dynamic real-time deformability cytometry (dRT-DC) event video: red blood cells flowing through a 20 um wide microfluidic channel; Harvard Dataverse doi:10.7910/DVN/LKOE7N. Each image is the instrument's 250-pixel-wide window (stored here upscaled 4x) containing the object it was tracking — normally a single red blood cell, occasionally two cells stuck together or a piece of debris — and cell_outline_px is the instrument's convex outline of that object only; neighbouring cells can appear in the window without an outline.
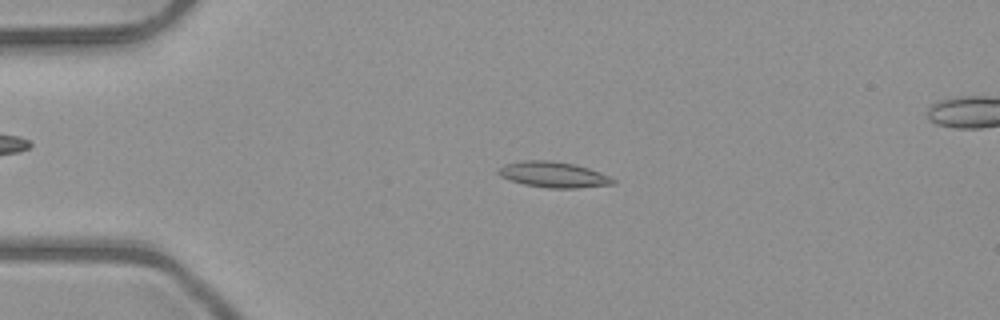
{"species": "common noctule bat (a hibernating species)", "species_latin": "Nyctalus noctula", "temperature_condition": "room temperature", "stored_images_in_passage": 51, "camera_frame_rate_fps": 3000, "um_per_image_px": 0.085, "animal": {"sex": "male", "body_mass_g": 23.1, "forearm_length_mm": 52.7}, "frame": {"image": 1, "passage_image": 12, "time_ms": 3.667, "image_size_px": [1000, 320], "cell_outline_px": [[616, 184], [576, 188], [548, 188], [524, 184], [500, 176], [496, 172], [504, 164], [520, 160], [548, 160], [572, 164], [588, 168], [600, 172], [616, 180]], "centroid_in_image_um": [47.04, 14.84], "position_along_channel_um": 38.0, "area_um2": 17.11}}
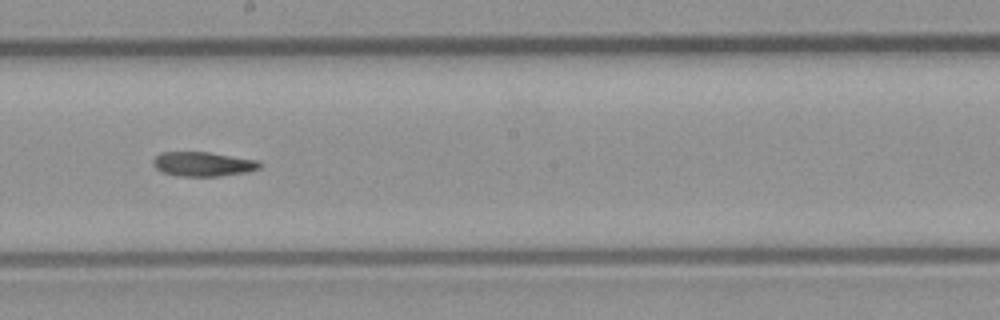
{"frame": {"image": 2, "passage_image": 29, "time_ms": 9.333, "image_size_px": [1000, 320], "cell_outline_px": [[264, 164], [260, 168], [248, 172], [216, 176], [180, 176], [164, 172], [156, 168], [152, 164], [152, 160], [160, 152], [208, 152], [256, 160]], "centroid_in_image_um": [17.26, 13.94], "position_along_channel_um": 230.9, "area_um2": 15.09}}
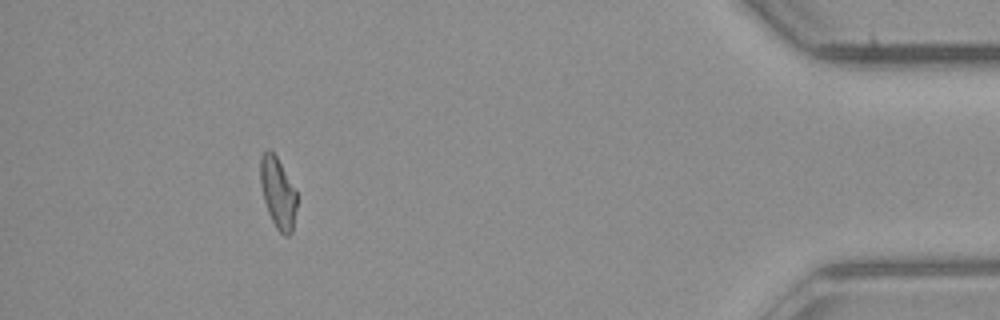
{"frame": {"image": 3, "passage_image": 47, "time_ms": 15.333, "image_size_px": [1000, 320], "cell_outline_px": [[296, 208], [292, 232], [288, 236], [284, 236], [276, 228], [268, 212], [264, 200], [260, 184], [260, 156], [268, 148], [276, 156], [296, 192]], "centroid_in_image_um": [23.6, 16.4], "position_along_channel_um": 411.6, "area_um2": 14.85}}